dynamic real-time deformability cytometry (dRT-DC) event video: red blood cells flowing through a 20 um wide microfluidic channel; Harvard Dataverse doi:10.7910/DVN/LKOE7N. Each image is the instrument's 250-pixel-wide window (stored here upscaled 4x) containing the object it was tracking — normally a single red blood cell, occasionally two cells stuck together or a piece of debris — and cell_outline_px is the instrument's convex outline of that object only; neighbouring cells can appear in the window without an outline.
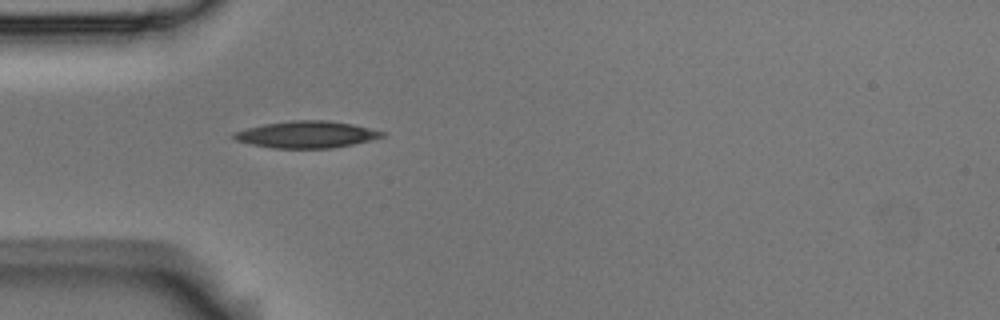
{"species": "Egyptian fruit bat (a non-hibernating species)", "species_latin": "Rousettus aegyptiacus", "temperature_condition": "room temperature", "stored_images_in_passage": 1, "camera_frame_rate_fps": 3000, "um_per_image_px": 0.085, "animal": {"sex": "male"}, "frame": {"image": 1, "passage_image": 1, "time_ms": 0.0, "image_size_px": [1000, 320], "cell_outline_px": [[384, 136], [372, 140], [332, 148], [272, 148], [252, 144], [236, 140], [232, 136], [232, 132], [264, 124], [292, 120], [328, 120], [352, 124], [384, 132]], "centroid_in_image_um": [26.04, 11.43], "position_along_channel_um": 59.0, "area_um2": 23.0}}